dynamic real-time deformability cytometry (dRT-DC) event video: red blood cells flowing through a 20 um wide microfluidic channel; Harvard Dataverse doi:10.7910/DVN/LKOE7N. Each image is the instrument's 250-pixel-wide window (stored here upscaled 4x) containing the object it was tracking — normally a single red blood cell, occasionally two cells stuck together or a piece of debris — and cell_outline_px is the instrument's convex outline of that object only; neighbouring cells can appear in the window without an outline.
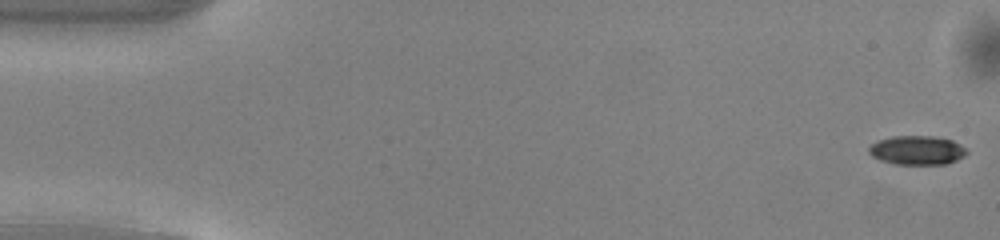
{"species": "common noctule bat (a hibernating species)", "species_latin": "Nyctalus noctula", "temperature_condition": "warm", "stored_images_in_passage": 50, "camera_frame_rate_fps": 3000, "um_per_image_px": 0.085, "animal": {"sex": "male", "body_mass_g": 13.0, "forearm_length_mm": 53.1}, "frame": {"image": 1, "passage_image": 1, "time_ms": 0.0, "image_size_px": [1000, 240], "cell_outline_px": [[968, 152], [964, 156], [956, 160], [944, 164], [896, 164], [880, 160], [872, 156], [868, 152], [868, 148], [876, 140], [892, 136], [932, 136], [952, 140], [960, 144]], "centroid_in_image_um": [77.92, 12.76], "position_along_channel_um": 7.1, "area_um2": 16.53}}
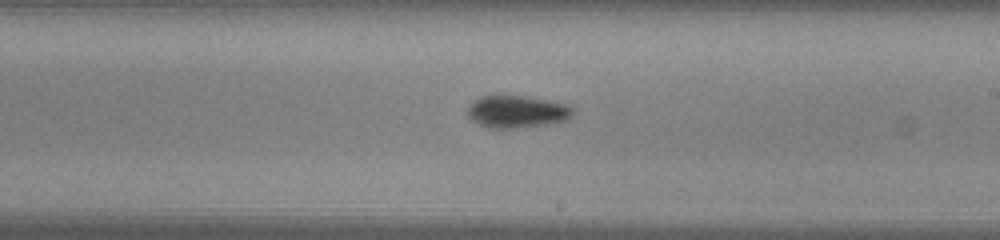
{"frame": {"image": 2, "passage_image": 29, "time_ms": 9.333, "image_size_px": [1000, 240], "cell_outline_px": [[576, 112], [568, 120], [552, 124], [516, 128], [488, 128], [472, 120], [468, 116], [468, 108], [480, 96], [492, 92], [504, 92], [528, 96], [568, 104]], "centroid_in_image_um": [43.96, 9.44], "position_along_channel_um": 245.0, "area_um2": 20.81}}
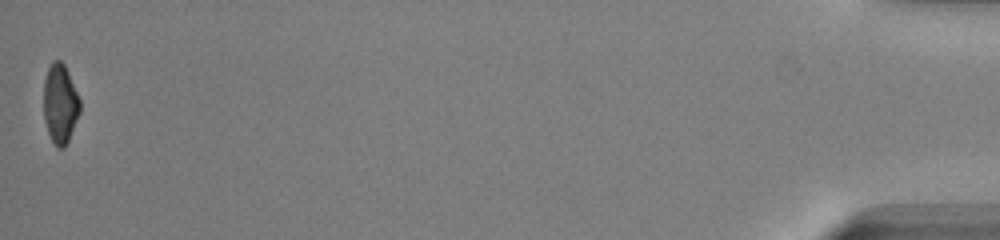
{"frame": {"image": 3, "passage_image": 50, "time_ms": 16.333, "image_size_px": [1000, 240], "cell_outline_px": [[80, 112], [68, 140], [64, 148], [56, 148], [48, 132], [44, 120], [44, 80], [48, 68], [52, 60], [60, 60], [64, 64], [80, 100]], "centroid_in_image_um": [5.1, 8.82], "position_along_channel_um": 430.1, "area_um2": 16.65}, "authors_computed_cell_mechanics": {"area_um2": 18.3515, "velocity_mm_per_s": 4.1098, "shape_relaxation_time_tau1_ms": 2.2686, "shape_relaxation_time_tau2_ms": null, "deformation_change_tau1": 0.136, "deformation_change_tau2": null}}